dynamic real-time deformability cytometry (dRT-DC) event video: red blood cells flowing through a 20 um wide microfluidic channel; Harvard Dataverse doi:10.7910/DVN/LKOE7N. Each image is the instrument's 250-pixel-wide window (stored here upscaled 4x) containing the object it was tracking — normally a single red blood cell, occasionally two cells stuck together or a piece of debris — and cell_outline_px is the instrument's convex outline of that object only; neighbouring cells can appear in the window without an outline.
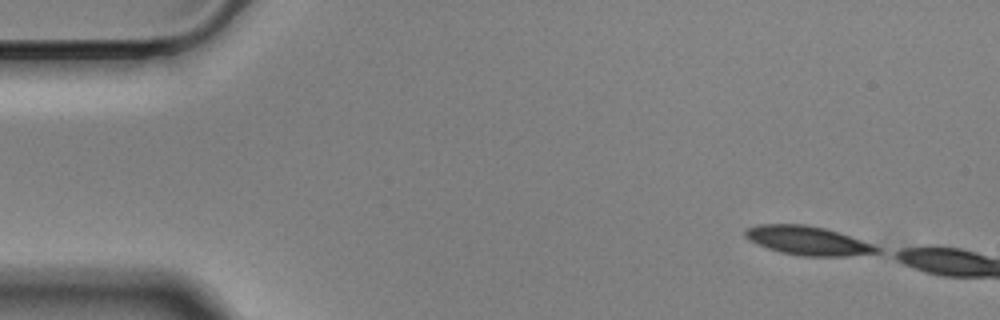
{"species": "Egyptian fruit bat (a non-hibernating species)", "species_latin": "Rousettus aegyptiacus", "temperature_condition": "cold", "stored_images_in_passage": 8, "camera_frame_rate_fps": 3000, "um_per_image_px": 0.085, "animal": {"sex": "male"}, "frame": {"image": 1, "passage_image": 1, "time_ms": 0.0, "image_size_px": [1000, 320], "cell_outline_px": [[880, 252], [844, 256], [804, 256], [780, 252], [756, 244], [748, 240], [744, 236], [744, 232], [748, 228], [756, 224], [804, 224], [824, 228], [872, 244], [880, 248]], "centroid_in_image_um": [68.59, 20.45], "position_along_channel_um": 16.4, "area_um2": 21.85}}